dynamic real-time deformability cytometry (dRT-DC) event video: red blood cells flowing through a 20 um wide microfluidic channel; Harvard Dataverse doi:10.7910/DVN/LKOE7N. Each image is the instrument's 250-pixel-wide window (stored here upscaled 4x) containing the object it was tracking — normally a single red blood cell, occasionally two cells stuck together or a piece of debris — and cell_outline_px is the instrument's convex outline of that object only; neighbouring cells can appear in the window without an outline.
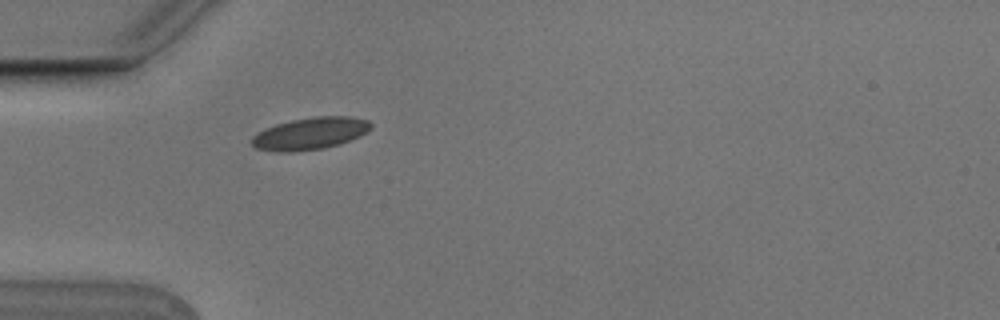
{"species": "Egyptian fruit bat (a non-hibernating species)", "species_latin": "Rousettus aegyptiacus", "temperature_condition": "cold", "stored_images_in_passage": 1, "camera_frame_rate_fps": 3000, "um_per_image_px": 0.085, "animal": {"sex": "male"}, "frame": {"image": 1, "passage_image": 1, "time_ms": 0.0, "image_size_px": [1000, 320], "cell_outline_px": [[372, 128], [360, 136], [340, 144], [324, 148], [292, 152], [280, 152], [256, 148], [252, 144], [252, 136], [276, 124], [292, 120], [316, 116], [348, 116], [368, 120], [372, 124]], "centroid_in_image_um": [26.4, 11.35], "position_along_channel_um": 58.6, "area_um2": 22.14}}